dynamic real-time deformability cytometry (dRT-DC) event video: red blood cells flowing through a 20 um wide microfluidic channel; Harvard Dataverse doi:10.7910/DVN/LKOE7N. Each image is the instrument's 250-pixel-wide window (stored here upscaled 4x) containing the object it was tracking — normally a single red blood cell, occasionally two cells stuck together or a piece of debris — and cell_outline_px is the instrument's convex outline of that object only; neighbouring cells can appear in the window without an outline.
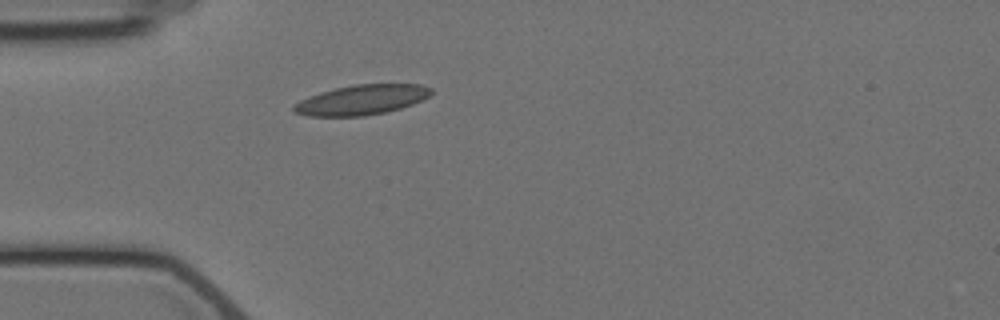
{"species": "Egyptian fruit bat (a non-hibernating species)", "species_latin": "Rousettus aegyptiacus", "temperature_condition": "cold", "stored_images_in_passage": 6, "camera_frame_rate_fps": 3000, "um_per_image_px": 0.085, "animal": {"sex": "female"}, "frame": {"image": 1, "passage_image": 6, "time_ms": 6.667, "image_size_px": [1000, 320], "cell_outline_px": [[432, 92], [428, 96], [412, 104], [400, 108], [384, 112], [364, 116], [308, 116], [296, 112], [292, 108], [300, 100], [308, 96], [320, 92], [336, 88], [356, 84], [420, 84], [432, 88]], "centroid_in_image_um": [30.74, 8.48], "position_along_channel_um": 54.3, "area_um2": 23.7}}